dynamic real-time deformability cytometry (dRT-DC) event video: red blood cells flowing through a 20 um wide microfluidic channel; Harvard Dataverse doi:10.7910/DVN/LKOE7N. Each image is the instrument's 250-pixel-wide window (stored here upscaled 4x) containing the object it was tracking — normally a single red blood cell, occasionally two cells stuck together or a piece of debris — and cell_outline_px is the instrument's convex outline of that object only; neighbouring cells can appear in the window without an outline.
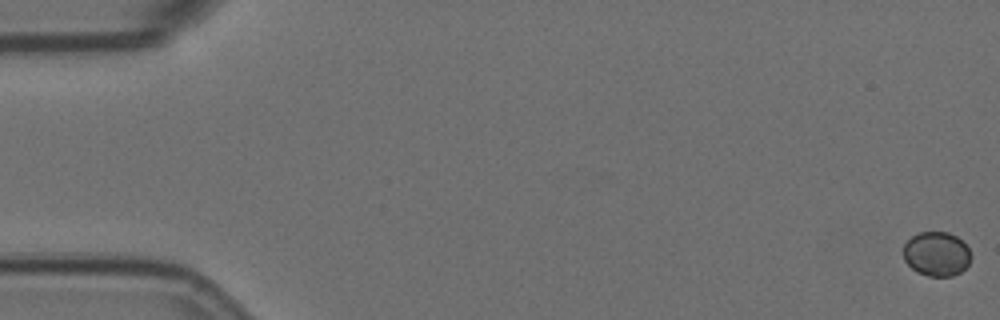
{"species": "Egyptian fruit bat (a non-hibernating species)", "species_latin": "Rousettus aegyptiacus", "temperature_condition": "room temperature", "stored_images_in_passage": 59, "camera_frame_rate_fps": 3000, "um_per_image_px": 0.085, "animal": {"sex": "female"}, "frame": {"image": 1, "passage_image": 1, "time_ms": 0.0, "image_size_px": [1000, 320], "cell_outline_px": [[972, 256], [968, 264], [960, 272], [952, 276], [928, 276], [916, 272], [904, 260], [904, 244], [912, 236], [920, 232], [948, 232], [956, 236], [968, 248]], "centroid_in_image_um": [79.6, 21.59], "position_along_channel_um": 5.4, "area_um2": 17.4}}
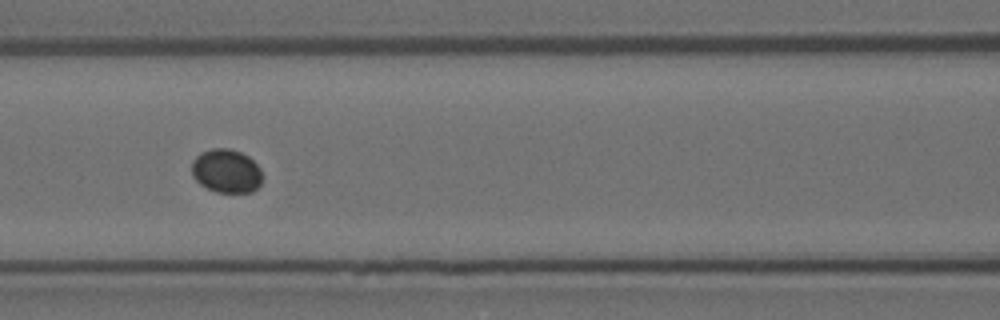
{"frame": {"image": 2, "passage_image": 26, "time_ms": 8.333, "image_size_px": [1000, 320], "cell_outline_px": [[260, 184], [252, 192], [216, 192], [200, 184], [192, 176], [192, 160], [200, 152], [212, 148], [228, 148], [240, 152], [248, 156], [260, 168]], "centroid_in_image_um": [19.2, 14.52], "position_along_channel_um": 147.4, "area_um2": 17.86}}
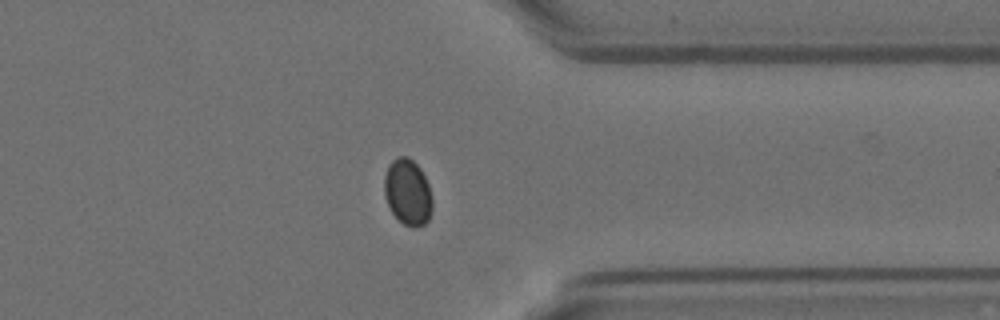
{"frame": {"image": 3, "passage_image": 46, "time_ms": 15.0, "image_size_px": [1000, 320], "cell_outline_px": [[432, 208], [428, 220], [424, 224], [416, 228], [412, 228], [404, 224], [392, 212], [384, 196], [384, 176], [388, 164], [396, 156], [408, 156], [420, 168], [428, 184], [432, 196]], "centroid_in_image_um": [34.65, 16.32], "position_along_channel_um": 376.8, "area_um2": 18.61}}